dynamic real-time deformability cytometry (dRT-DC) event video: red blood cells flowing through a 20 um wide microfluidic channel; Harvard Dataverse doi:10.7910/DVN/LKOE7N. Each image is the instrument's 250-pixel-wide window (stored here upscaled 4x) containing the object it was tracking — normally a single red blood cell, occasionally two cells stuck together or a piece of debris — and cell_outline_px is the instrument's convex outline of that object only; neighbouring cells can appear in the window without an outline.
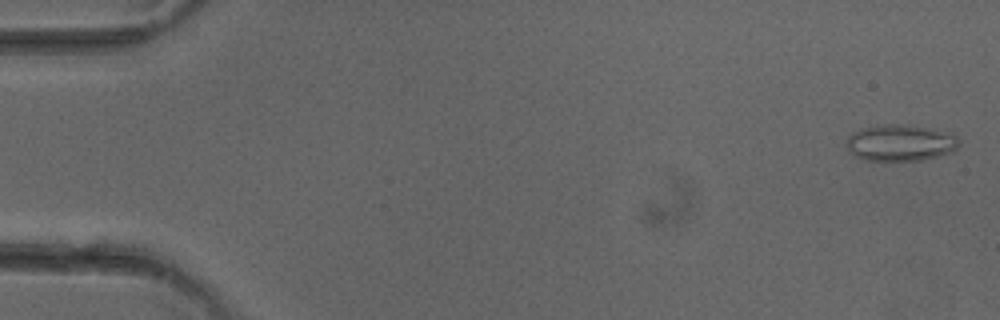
{"species": "common noctule bat (a hibernating species)", "species_latin": "Nyctalus noctula", "temperature_condition": "cold", "stored_images_in_passage": 51, "camera_frame_rate_fps": 3000, "um_per_image_px": 0.085, "animal": {"sex": "female"}, "frame": {"image": 1, "passage_image": 2, "time_ms": 0.333, "image_size_px": [1000, 320], "cell_outline_px": [[960, 144], [952, 152], [920, 160], [864, 160], [852, 156], [844, 144], [848, 136], [852, 132], [860, 128], [888, 124], [904, 124], [928, 128], [956, 136], [960, 140]], "centroid_in_image_um": [76.45, 12.14], "position_along_channel_um": 8.5, "area_um2": 23.93}}
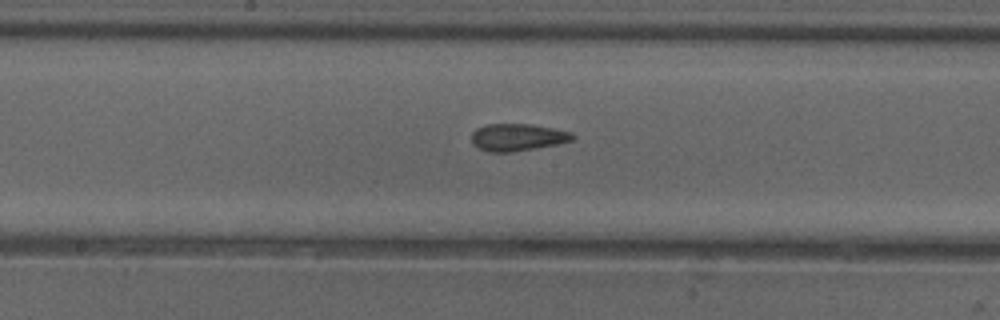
{"frame": {"image": 2, "passage_image": 27, "time_ms": 8.667, "image_size_px": [1000, 320], "cell_outline_px": [[576, 136], [572, 140], [556, 144], [512, 152], [488, 152], [480, 148], [472, 140], [472, 132], [476, 128], [488, 124], [532, 124], [572, 132]], "centroid_in_image_um": [44.0, 11.66], "position_along_channel_um": 204.2, "area_um2": 15.84}}
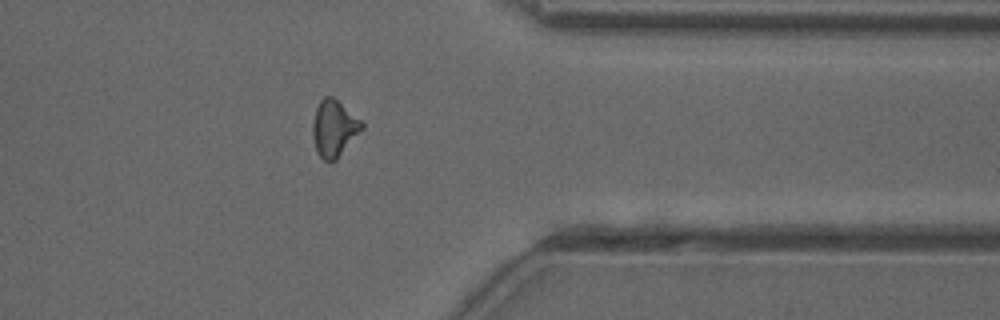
{"frame": {"image": 3, "passage_image": 41, "time_ms": 13.333, "image_size_px": [1000, 320], "cell_outline_px": [[364, 128], [336, 160], [332, 164], [328, 164], [316, 152], [312, 136], [312, 124], [316, 108], [320, 100], [324, 96], [332, 96], [360, 120], [364, 124]], "centroid_in_image_um": [28.37, 10.95], "position_along_channel_um": 383.0, "area_um2": 16.3}, "authors_computed_cell_mechanics": {"area_um2": 16.184, "velocity_mm_per_s": 4.0597, "shape_relaxation_time_tau1_ms": null, "shape_relaxation_time_tau2_ms": 3.5151, "deformation_change_tau1": null, "deformation_change_tau2": 0.1144}}